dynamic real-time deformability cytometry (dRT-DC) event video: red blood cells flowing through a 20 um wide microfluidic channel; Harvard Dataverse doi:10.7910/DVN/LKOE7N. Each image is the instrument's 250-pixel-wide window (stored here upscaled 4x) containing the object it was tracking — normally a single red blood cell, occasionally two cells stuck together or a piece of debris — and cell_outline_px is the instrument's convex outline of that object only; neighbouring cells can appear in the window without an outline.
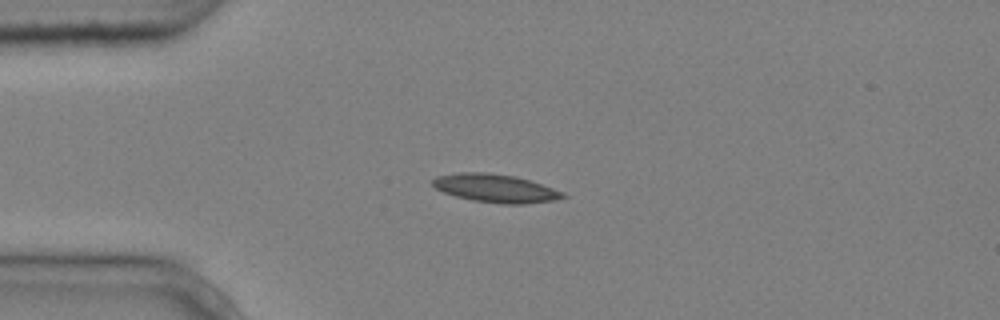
{"species": "common noctule bat (a hibernating species)", "species_latin": "Nyctalus noctula", "temperature_condition": "cold", "stored_images_in_passage": 5, "camera_frame_rate_fps": 3000, "um_per_image_px": 0.085, "animal": {"sex": "male", "body_mass_g": 20.4}, "frame": {"image": 1, "passage_image": 3, "time_ms": 0.667, "image_size_px": [1000, 320], "cell_outline_px": [[568, 196], [556, 200], [524, 204], [500, 204], [472, 200], [456, 196], [444, 192], [436, 188], [432, 184], [432, 180], [436, 176], [456, 172], [488, 172], [516, 176], [564, 192]], "centroid_in_image_um": [42.11, 16.0], "position_along_channel_um": 42.9, "area_um2": 21.5}}